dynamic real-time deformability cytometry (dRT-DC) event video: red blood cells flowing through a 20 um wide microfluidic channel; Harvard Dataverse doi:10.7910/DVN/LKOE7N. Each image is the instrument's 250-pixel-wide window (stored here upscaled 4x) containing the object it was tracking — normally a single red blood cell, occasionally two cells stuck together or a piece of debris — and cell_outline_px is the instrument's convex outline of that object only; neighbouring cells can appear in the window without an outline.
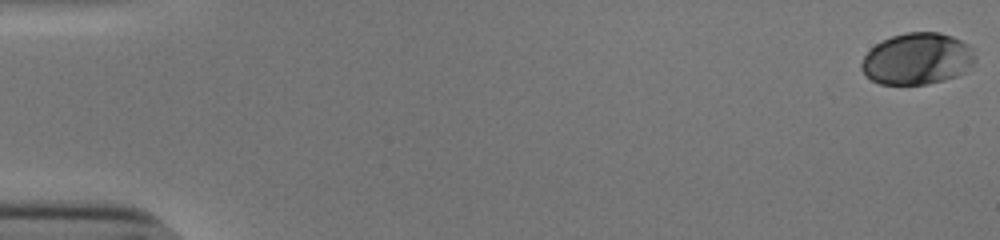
{"species": "human", "species_latin": "Homo sapiens", "temperature_condition": "cold", "stored_images_in_passage": 49, "camera_frame_rate_fps": 3000, "um_per_image_px": 0.085, "donor": {"sex": "male"}, "frame": {"image": 1, "passage_image": 1, "time_ms": 0.0, "image_size_px": [1000, 240], "cell_outline_px": [[976, 60], [964, 72], [956, 76], [944, 80], [928, 84], [880, 84], [872, 80], [860, 68], [860, 64], [864, 56], [876, 44], [892, 36], [908, 32], [940, 32], [952, 36], [968, 44], [972, 48], [976, 56]], "centroid_in_image_um": [77.99, 5.0], "position_along_channel_um": 7.0, "area_um2": 34.1}}
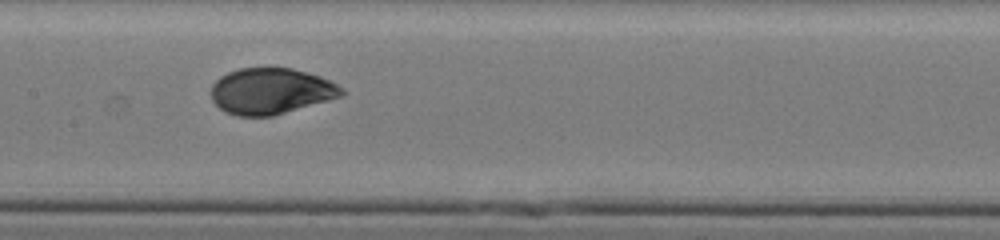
{"frame": {"image": 2, "passage_image": 28, "time_ms": 9.0, "image_size_px": [1000, 240], "cell_outline_px": [[344, 96], [272, 116], [236, 116], [220, 108], [212, 100], [212, 84], [220, 76], [228, 72], [240, 68], [292, 68], [320, 76], [344, 88]], "centroid_in_image_um": [23.04, 7.74], "position_along_channel_um": 184.4, "area_um2": 34.97}}
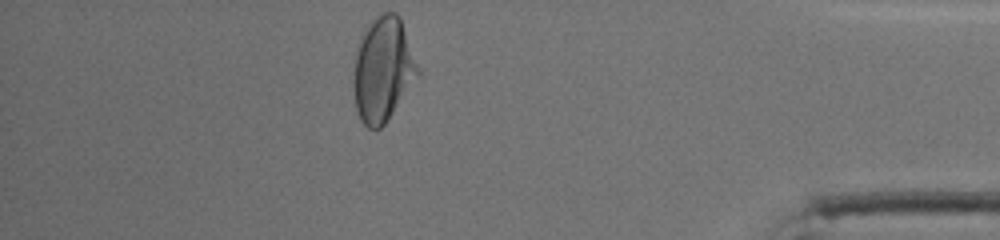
{"frame": {"image": 3, "passage_image": 48, "time_ms": 15.667, "image_size_px": [1000, 240], "cell_outline_px": [[420, 76], [384, 124], [380, 128], [368, 128], [360, 120], [356, 108], [352, 88], [352, 80], [356, 44], [360, 36], [376, 12], [396, 12], [400, 16], [420, 68]], "centroid_in_image_um": [32.54, 5.86], "position_along_channel_um": 402.7, "area_um2": 40.11}, "authors_computed_cell_mechanics": {"area_um2": 35.7204, "velocity_mm_per_s": 3.846, "shape_relaxation_time_tau1_ms": 4.4693, "shape_relaxation_time_tau2_ms": null, "deformation_change_tau1": 0.1484, "deformation_change_tau2": null}}